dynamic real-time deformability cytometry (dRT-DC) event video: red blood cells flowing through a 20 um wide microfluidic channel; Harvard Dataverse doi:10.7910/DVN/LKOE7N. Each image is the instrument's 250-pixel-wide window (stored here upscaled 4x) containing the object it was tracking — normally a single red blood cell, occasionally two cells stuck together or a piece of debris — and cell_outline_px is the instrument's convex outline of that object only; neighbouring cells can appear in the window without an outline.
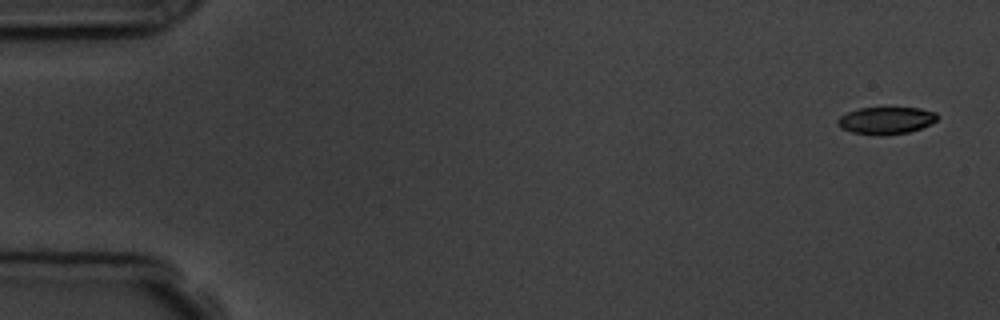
{"species": "common noctule bat (a hibernating species)", "species_latin": "Nyctalus noctula", "temperature_condition": "room temperature", "stored_images_in_passage": 5, "camera_frame_rate_fps": 3000, "um_per_image_px": 0.085, "animal": {"sex": "male", "body_mass_g": 19.5, "forearm_length_mm": 54.6}, "frame": {"image": 1, "passage_image": 1, "time_ms": 0.0, "image_size_px": [1000, 320], "cell_outline_px": [[940, 116], [936, 120], [920, 128], [908, 132], [880, 136], [852, 132], [840, 128], [836, 124], [836, 120], [840, 116], [848, 112], [860, 108], [920, 108], [936, 112]], "centroid_in_image_um": [75.29, 10.24], "position_along_channel_um": 9.7, "area_um2": 15.78}}
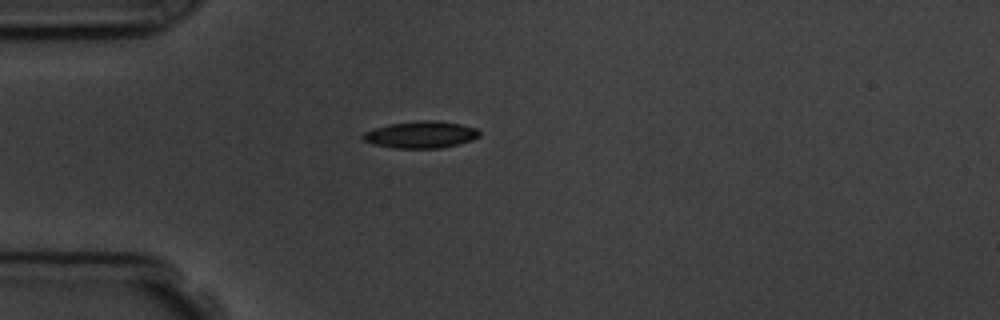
{"frame": {"image": 2, "passage_image": 4, "time_ms": 4.333, "image_size_px": [1000, 320], "cell_outline_px": [[480, 136], [472, 140], [460, 144], [440, 148], [396, 148], [376, 144], [364, 140], [360, 136], [364, 132], [388, 124], [416, 120], [436, 120], [460, 124], [476, 128], [480, 132]], "centroid_in_image_um": [35.8, 11.43], "position_along_channel_um": 49.2, "area_um2": 18.26}}